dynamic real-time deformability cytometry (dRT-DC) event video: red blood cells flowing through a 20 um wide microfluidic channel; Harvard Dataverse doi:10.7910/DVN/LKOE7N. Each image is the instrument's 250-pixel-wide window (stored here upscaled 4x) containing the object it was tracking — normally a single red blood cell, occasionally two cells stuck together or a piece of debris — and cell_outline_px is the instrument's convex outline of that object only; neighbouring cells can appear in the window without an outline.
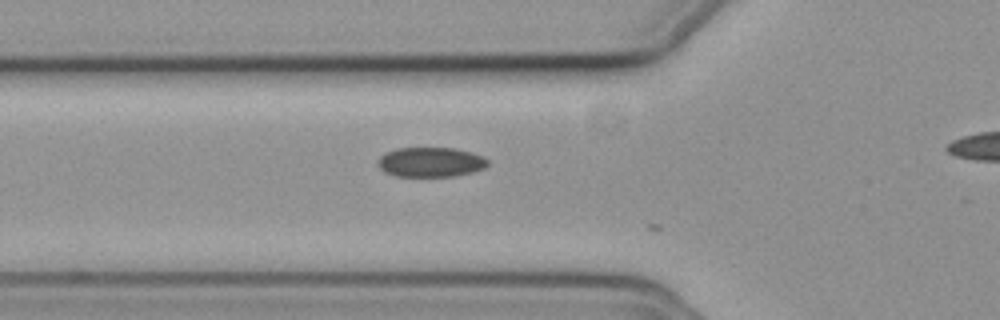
{"species": "common noctule bat (a hibernating species)", "species_latin": "Nyctalus noctula", "temperature_condition": "cold", "stored_images_in_passage": 8, "camera_frame_rate_fps": 3000, "um_per_image_px": 0.085, "animal": {"sex": "female", "body_mass_g": 19.3, "forearm_length_mm": 54.1}, "frame": {"image": 1, "passage_image": 3, "time_ms": 0.667, "image_size_px": [1000, 320], "cell_outline_px": [[488, 164], [484, 168], [472, 172], [456, 176], [396, 176], [384, 172], [376, 164], [376, 160], [384, 152], [396, 148], [456, 148], [484, 156], [488, 160]], "centroid_in_image_um": [36.57, 13.77], "position_along_channel_um": 89.2, "area_um2": 19.25}}
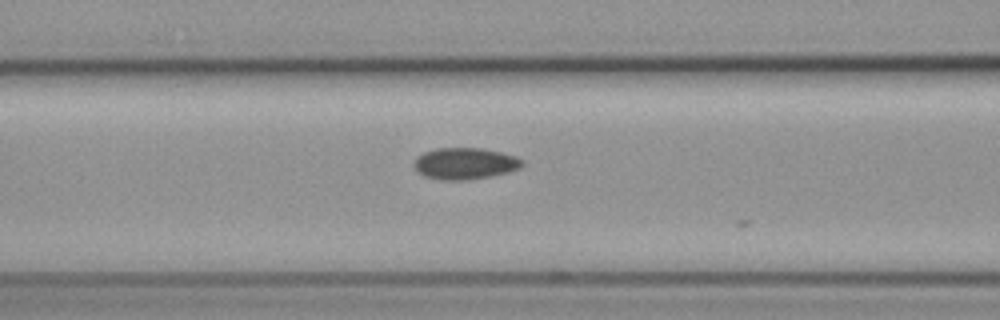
{"frame": {"image": 2, "passage_image": 6, "time_ms": 1.667, "image_size_px": [1000, 320], "cell_outline_px": [[524, 164], [520, 168], [508, 172], [488, 176], [464, 180], [444, 180], [424, 176], [412, 164], [416, 156], [424, 152], [436, 148], [480, 148], [500, 152], [516, 156], [524, 160]], "centroid_in_image_um": [39.52, 13.89], "position_along_channel_um": 127.1, "area_um2": 19.83}}